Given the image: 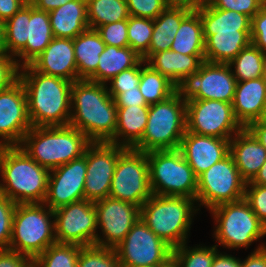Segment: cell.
<instances>
[{"label":"cell","mask_w":266,"mask_h":267,"mask_svg":"<svg viewBox=\"0 0 266 267\" xmlns=\"http://www.w3.org/2000/svg\"><path fill=\"white\" fill-rule=\"evenodd\" d=\"M18 78L26 91L32 127L69 125L73 82L40 73L30 64L19 67Z\"/></svg>","instance_id":"obj_1"},{"label":"cell","mask_w":266,"mask_h":267,"mask_svg":"<svg viewBox=\"0 0 266 267\" xmlns=\"http://www.w3.org/2000/svg\"><path fill=\"white\" fill-rule=\"evenodd\" d=\"M91 142H109L117 127V107L106 84L80 79L72 84L70 123Z\"/></svg>","instance_id":"obj_2"},{"label":"cell","mask_w":266,"mask_h":267,"mask_svg":"<svg viewBox=\"0 0 266 267\" xmlns=\"http://www.w3.org/2000/svg\"><path fill=\"white\" fill-rule=\"evenodd\" d=\"M49 174L20 146L0 147V193L15 204L44 203Z\"/></svg>","instance_id":"obj_3"},{"label":"cell","mask_w":266,"mask_h":267,"mask_svg":"<svg viewBox=\"0 0 266 267\" xmlns=\"http://www.w3.org/2000/svg\"><path fill=\"white\" fill-rule=\"evenodd\" d=\"M91 143L77 128L66 125L32 127L19 146L40 166L52 170L82 157Z\"/></svg>","instance_id":"obj_4"},{"label":"cell","mask_w":266,"mask_h":267,"mask_svg":"<svg viewBox=\"0 0 266 267\" xmlns=\"http://www.w3.org/2000/svg\"><path fill=\"white\" fill-rule=\"evenodd\" d=\"M195 202L188 197L152 195L140 207V218L174 249L188 241L194 214L200 210Z\"/></svg>","instance_id":"obj_5"},{"label":"cell","mask_w":266,"mask_h":267,"mask_svg":"<svg viewBox=\"0 0 266 267\" xmlns=\"http://www.w3.org/2000/svg\"><path fill=\"white\" fill-rule=\"evenodd\" d=\"M186 132V101L176 91L167 99L149 105L142 139L133 147L141 152L179 149Z\"/></svg>","instance_id":"obj_6"},{"label":"cell","mask_w":266,"mask_h":267,"mask_svg":"<svg viewBox=\"0 0 266 267\" xmlns=\"http://www.w3.org/2000/svg\"><path fill=\"white\" fill-rule=\"evenodd\" d=\"M54 243V211L44 203L16 204L9 249L34 260Z\"/></svg>","instance_id":"obj_7"},{"label":"cell","mask_w":266,"mask_h":267,"mask_svg":"<svg viewBox=\"0 0 266 267\" xmlns=\"http://www.w3.org/2000/svg\"><path fill=\"white\" fill-rule=\"evenodd\" d=\"M210 213L216 223L213 235L217 247L220 245L229 250L247 249L252 242H257L266 235V226L244 198L218 205Z\"/></svg>","instance_id":"obj_8"},{"label":"cell","mask_w":266,"mask_h":267,"mask_svg":"<svg viewBox=\"0 0 266 267\" xmlns=\"http://www.w3.org/2000/svg\"><path fill=\"white\" fill-rule=\"evenodd\" d=\"M146 153L153 195L188 197L196 200L197 177L179 149Z\"/></svg>","instance_id":"obj_9"},{"label":"cell","mask_w":266,"mask_h":267,"mask_svg":"<svg viewBox=\"0 0 266 267\" xmlns=\"http://www.w3.org/2000/svg\"><path fill=\"white\" fill-rule=\"evenodd\" d=\"M245 186L246 181L229 153L197 178L196 204L210 211L218 205L239 201L245 196Z\"/></svg>","instance_id":"obj_10"},{"label":"cell","mask_w":266,"mask_h":267,"mask_svg":"<svg viewBox=\"0 0 266 267\" xmlns=\"http://www.w3.org/2000/svg\"><path fill=\"white\" fill-rule=\"evenodd\" d=\"M152 195L147 153L127 148L118 157L109 196L141 207Z\"/></svg>","instance_id":"obj_11"},{"label":"cell","mask_w":266,"mask_h":267,"mask_svg":"<svg viewBox=\"0 0 266 267\" xmlns=\"http://www.w3.org/2000/svg\"><path fill=\"white\" fill-rule=\"evenodd\" d=\"M236 79L229 64L204 61L199 70L186 76L177 92L184 101L217 100L232 103Z\"/></svg>","instance_id":"obj_12"},{"label":"cell","mask_w":266,"mask_h":267,"mask_svg":"<svg viewBox=\"0 0 266 267\" xmlns=\"http://www.w3.org/2000/svg\"><path fill=\"white\" fill-rule=\"evenodd\" d=\"M244 127L236 119L232 103L217 100L186 101V131L231 139Z\"/></svg>","instance_id":"obj_13"},{"label":"cell","mask_w":266,"mask_h":267,"mask_svg":"<svg viewBox=\"0 0 266 267\" xmlns=\"http://www.w3.org/2000/svg\"><path fill=\"white\" fill-rule=\"evenodd\" d=\"M121 267L158 266L171 256L173 248L159 238L141 218L114 248Z\"/></svg>","instance_id":"obj_14"},{"label":"cell","mask_w":266,"mask_h":267,"mask_svg":"<svg viewBox=\"0 0 266 267\" xmlns=\"http://www.w3.org/2000/svg\"><path fill=\"white\" fill-rule=\"evenodd\" d=\"M57 243L96 245L97 217L93 201L81 200L54 210Z\"/></svg>","instance_id":"obj_15"},{"label":"cell","mask_w":266,"mask_h":267,"mask_svg":"<svg viewBox=\"0 0 266 267\" xmlns=\"http://www.w3.org/2000/svg\"><path fill=\"white\" fill-rule=\"evenodd\" d=\"M94 205L97 228L101 229L100 235H96V245L114 249L140 218V207L110 196L95 201Z\"/></svg>","instance_id":"obj_16"},{"label":"cell","mask_w":266,"mask_h":267,"mask_svg":"<svg viewBox=\"0 0 266 267\" xmlns=\"http://www.w3.org/2000/svg\"><path fill=\"white\" fill-rule=\"evenodd\" d=\"M127 148L108 142H92L87 147V170L84 185L86 200L98 201L110 193L118 157Z\"/></svg>","instance_id":"obj_17"},{"label":"cell","mask_w":266,"mask_h":267,"mask_svg":"<svg viewBox=\"0 0 266 267\" xmlns=\"http://www.w3.org/2000/svg\"><path fill=\"white\" fill-rule=\"evenodd\" d=\"M31 128L26 91L18 78L0 90V147L19 146Z\"/></svg>","instance_id":"obj_18"},{"label":"cell","mask_w":266,"mask_h":267,"mask_svg":"<svg viewBox=\"0 0 266 267\" xmlns=\"http://www.w3.org/2000/svg\"><path fill=\"white\" fill-rule=\"evenodd\" d=\"M87 148L82 157L50 170L44 204L53 211L84 200Z\"/></svg>","instance_id":"obj_19"},{"label":"cell","mask_w":266,"mask_h":267,"mask_svg":"<svg viewBox=\"0 0 266 267\" xmlns=\"http://www.w3.org/2000/svg\"><path fill=\"white\" fill-rule=\"evenodd\" d=\"M230 140L186 131L179 150L198 178L230 153Z\"/></svg>","instance_id":"obj_20"},{"label":"cell","mask_w":266,"mask_h":267,"mask_svg":"<svg viewBox=\"0 0 266 267\" xmlns=\"http://www.w3.org/2000/svg\"><path fill=\"white\" fill-rule=\"evenodd\" d=\"M30 65L45 75L57 76L71 82L78 80L73 39L54 37Z\"/></svg>","instance_id":"obj_21"},{"label":"cell","mask_w":266,"mask_h":267,"mask_svg":"<svg viewBox=\"0 0 266 267\" xmlns=\"http://www.w3.org/2000/svg\"><path fill=\"white\" fill-rule=\"evenodd\" d=\"M232 107L236 119L246 128L251 122L261 120L266 108V79L237 82Z\"/></svg>","instance_id":"obj_22"},{"label":"cell","mask_w":266,"mask_h":267,"mask_svg":"<svg viewBox=\"0 0 266 267\" xmlns=\"http://www.w3.org/2000/svg\"><path fill=\"white\" fill-rule=\"evenodd\" d=\"M230 154L240 176L246 182L254 178L266 161V149L247 128H243L231 138Z\"/></svg>","instance_id":"obj_23"},{"label":"cell","mask_w":266,"mask_h":267,"mask_svg":"<svg viewBox=\"0 0 266 267\" xmlns=\"http://www.w3.org/2000/svg\"><path fill=\"white\" fill-rule=\"evenodd\" d=\"M27 37L26 46L14 57L19 67L30 64L54 38L48 12L38 10L31 4L30 19H27Z\"/></svg>","instance_id":"obj_24"},{"label":"cell","mask_w":266,"mask_h":267,"mask_svg":"<svg viewBox=\"0 0 266 267\" xmlns=\"http://www.w3.org/2000/svg\"><path fill=\"white\" fill-rule=\"evenodd\" d=\"M193 9L187 6L169 5L153 20V33L148 51L141 57L146 61L152 54L170 50L182 20Z\"/></svg>","instance_id":"obj_25"},{"label":"cell","mask_w":266,"mask_h":267,"mask_svg":"<svg viewBox=\"0 0 266 267\" xmlns=\"http://www.w3.org/2000/svg\"><path fill=\"white\" fill-rule=\"evenodd\" d=\"M204 61L205 55H186L170 49L152 54L145 62L177 86L186 76L197 72Z\"/></svg>","instance_id":"obj_26"},{"label":"cell","mask_w":266,"mask_h":267,"mask_svg":"<svg viewBox=\"0 0 266 267\" xmlns=\"http://www.w3.org/2000/svg\"><path fill=\"white\" fill-rule=\"evenodd\" d=\"M48 14L54 37L74 39L89 29L86 0L70 1Z\"/></svg>","instance_id":"obj_27"},{"label":"cell","mask_w":266,"mask_h":267,"mask_svg":"<svg viewBox=\"0 0 266 267\" xmlns=\"http://www.w3.org/2000/svg\"><path fill=\"white\" fill-rule=\"evenodd\" d=\"M202 21L203 36L236 31H251V18L232 10L214 8L209 2L196 9Z\"/></svg>","instance_id":"obj_28"},{"label":"cell","mask_w":266,"mask_h":267,"mask_svg":"<svg viewBox=\"0 0 266 267\" xmlns=\"http://www.w3.org/2000/svg\"><path fill=\"white\" fill-rule=\"evenodd\" d=\"M149 106L117 108V127L114 137L108 142L133 148L143 136L148 122Z\"/></svg>","instance_id":"obj_29"},{"label":"cell","mask_w":266,"mask_h":267,"mask_svg":"<svg viewBox=\"0 0 266 267\" xmlns=\"http://www.w3.org/2000/svg\"><path fill=\"white\" fill-rule=\"evenodd\" d=\"M141 59L129 46L119 48L106 45L99 57L97 70L87 80L107 85L108 81L123 70L134 67Z\"/></svg>","instance_id":"obj_30"},{"label":"cell","mask_w":266,"mask_h":267,"mask_svg":"<svg viewBox=\"0 0 266 267\" xmlns=\"http://www.w3.org/2000/svg\"><path fill=\"white\" fill-rule=\"evenodd\" d=\"M251 31H236L210 35L205 40V61L229 64L251 43Z\"/></svg>","instance_id":"obj_31"},{"label":"cell","mask_w":266,"mask_h":267,"mask_svg":"<svg viewBox=\"0 0 266 267\" xmlns=\"http://www.w3.org/2000/svg\"><path fill=\"white\" fill-rule=\"evenodd\" d=\"M78 80L88 79L98 67L99 57L106 44L94 29H87L73 39Z\"/></svg>","instance_id":"obj_32"},{"label":"cell","mask_w":266,"mask_h":267,"mask_svg":"<svg viewBox=\"0 0 266 267\" xmlns=\"http://www.w3.org/2000/svg\"><path fill=\"white\" fill-rule=\"evenodd\" d=\"M171 50L186 55H205L202 21L196 9H193L182 20Z\"/></svg>","instance_id":"obj_33"},{"label":"cell","mask_w":266,"mask_h":267,"mask_svg":"<svg viewBox=\"0 0 266 267\" xmlns=\"http://www.w3.org/2000/svg\"><path fill=\"white\" fill-rule=\"evenodd\" d=\"M138 87L148 105L159 103L177 91V86L173 82L152 69L143 59Z\"/></svg>","instance_id":"obj_34"},{"label":"cell","mask_w":266,"mask_h":267,"mask_svg":"<svg viewBox=\"0 0 266 267\" xmlns=\"http://www.w3.org/2000/svg\"><path fill=\"white\" fill-rule=\"evenodd\" d=\"M89 29L96 30L102 25L128 20L126 0H86Z\"/></svg>","instance_id":"obj_35"},{"label":"cell","mask_w":266,"mask_h":267,"mask_svg":"<svg viewBox=\"0 0 266 267\" xmlns=\"http://www.w3.org/2000/svg\"><path fill=\"white\" fill-rule=\"evenodd\" d=\"M264 54L252 43L243 48L229 63L236 81L242 82L263 77L262 60Z\"/></svg>","instance_id":"obj_36"},{"label":"cell","mask_w":266,"mask_h":267,"mask_svg":"<svg viewBox=\"0 0 266 267\" xmlns=\"http://www.w3.org/2000/svg\"><path fill=\"white\" fill-rule=\"evenodd\" d=\"M27 19H30V3L27 2L13 17L4 22L6 54L15 57L27 43Z\"/></svg>","instance_id":"obj_37"},{"label":"cell","mask_w":266,"mask_h":267,"mask_svg":"<svg viewBox=\"0 0 266 267\" xmlns=\"http://www.w3.org/2000/svg\"><path fill=\"white\" fill-rule=\"evenodd\" d=\"M81 247L77 244L56 242L39 254L34 262L39 267H77Z\"/></svg>","instance_id":"obj_38"},{"label":"cell","mask_w":266,"mask_h":267,"mask_svg":"<svg viewBox=\"0 0 266 267\" xmlns=\"http://www.w3.org/2000/svg\"><path fill=\"white\" fill-rule=\"evenodd\" d=\"M187 243L173 249L172 256L180 267H211L214 256L219 251L216 245L189 247Z\"/></svg>","instance_id":"obj_39"},{"label":"cell","mask_w":266,"mask_h":267,"mask_svg":"<svg viewBox=\"0 0 266 267\" xmlns=\"http://www.w3.org/2000/svg\"><path fill=\"white\" fill-rule=\"evenodd\" d=\"M152 33V19L129 16L127 20L129 47L139 56L142 57L148 51Z\"/></svg>","instance_id":"obj_40"},{"label":"cell","mask_w":266,"mask_h":267,"mask_svg":"<svg viewBox=\"0 0 266 267\" xmlns=\"http://www.w3.org/2000/svg\"><path fill=\"white\" fill-rule=\"evenodd\" d=\"M77 267H121L113 248L97 245L81 247Z\"/></svg>","instance_id":"obj_41"},{"label":"cell","mask_w":266,"mask_h":267,"mask_svg":"<svg viewBox=\"0 0 266 267\" xmlns=\"http://www.w3.org/2000/svg\"><path fill=\"white\" fill-rule=\"evenodd\" d=\"M141 78V60L132 68L123 70L116 75L110 82L108 92L114 99L117 95L125 92V90L139 89L138 85Z\"/></svg>","instance_id":"obj_42"},{"label":"cell","mask_w":266,"mask_h":267,"mask_svg":"<svg viewBox=\"0 0 266 267\" xmlns=\"http://www.w3.org/2000/svg\"><path fill=\"white\" fill-rule=\"evenodd\" d=\"M16 204L0 193V250L9 249Z\"/></svg>","instance_id":"obj_43"},{"label":"cell","mask_w":266,"mask_h":267,"mask_svg":"<svg viewBox=\"0 0 266 267\" xmlns=\"http://www.w3.org/2000/svg\"><path fill=\"white\" fill-rule=\"evenodd\" d=\"M130 16L154 20L170 4L168 0H126Z\"/></svg>","instance_id":"obj_44"},{"label":"cell","mask_w":266,"mask_h":267,"mask_svg":"<svg viewBox=\"0 0 266 267\" xmlns=\"http://www.w3.org/2000/svg\"><path fill=\"white\" fill-rule=\"evenodd\" d=\"M106 45L115 47L129 46L127 20L102 25L96 29Z\"/></svg>","instance_id":"obj_45"},{"label":"cell","mask_w":266,"mask_h":267,"mask_svg":"<svg viewBox=\"0 0 266 267\" xmlns=\"http://www.w3.org/2000/svg\"><path fill=\"white\" fill-rule=\"evenodd\" d=\"M244 199L258 219L266 226V186L246 182Z\"/></svg>","instance_id":"obj_46"},{"label":"cell","mask_w":266,"mask_h":267,"mask_svg":"<svg viewBox=\"0 0 266 267\" xmlns=\"http://www.w3.org/2000/svg\"><path fill=\"white\" fill-rule=\"evenodd\" d=\"M217 9L232 10L252 18L266 3L265 0H209Z\"/></svg>","instance_id":"obj_47"},{"label":"cell","mask_w":266,"mask_h":267,"mask_svg":"<svg viewBox=\"0 0 266 267\" xmlns=\"http://www.w3.org/2000/svg\"><path fill=\"white\" fill-rule=\"evenodd\" d=\"M251 43L266 53V3L251 18Z\"/></svg>","instance_id":"obj_48"},{"label":"cell","mask_w":266,"mask_h":267,"mask_svg":"<svg viewBox=\"0 0 266 267\" xmlns=\"http://www.w3.org/2000/svg\"><path fill=\"white\" fill-rule=\"evenodd\" d=\"M19 66L15 58L7 54L0 55V90L9 87L18 79Z\"/></svg>","instance_id":"obj_49"},{"label":"cell","mask_w":266,"mask_h":267,"mask_svg":"<svg viewBox=\"0 0 266 267\" xmlns=\"http://www.w3.org/2000/svg\"><path fill=\"white\" fill-rule=\"evenodd\" d=\"M117 108H125L131 106H149L139 89L125 90V92L114 98Z\"/></svg>","instance_id":"obj_50"},{"label":"cell","mask_w":266,"mask_h":267,"mask_svg":"<svg viewBox=\"0 0 266 267\" xmlns=\"http://www.w3.org/2000/svg\"><path fill=\"white\" fill-rule=\"evenodd\" d=\"M32 259L11 249L0 250V267H26Z\"/></svg>","instance_id":"obj_51"},{"label":"cell","mask_w":266,"mask_h":267,"mask_svg":"<svg viewBox=\"0 0 266 267\" xmlns=\"http://www.w3.org/2000/svg\"><path fill=\"white\" fill-rule=\"evenodd\" d=\"M240 267H266V244H259L246 259H240Z\"/></svg>","instance_id":"obj_52"},{"label":"cell","mask_w":266,"mask_h":267,"mask_svg":"<svg viewBox=\"0 0 266 267\" xmlns=\"http://www.w3.org/2000/svg\"><path fill=\"white\" fill-rule=\"evenodd\" d=\"M27 2V0H0V20L5 22L13 17Z\"/></svg>","instance_id":"obj_53"},{"label":"cell","mask_w":266,"mask_h":267,"mask_svg":"<svg viewBox=\"0 0 266 267\" xmlns=\"http://www.w3.org/2000/svg\"><path fill=\"white\" fill-rule=\"evenodd\" d=\"M211 267H240V258L218 251L214 256Z\"/></svg>","instance_id":"obj_54"},{"label":"cell","mask_w":266,"mask_h":267,"mask_svg":"<svg viewBox=\"0 0 266 267\" xmlns=\"http://www.w3.org/2000/svg\"><path fill=\"white\" fill-rule=\"evenodd\" d=\"M73 0H29L28 2L36 9L50 12Z\"/></svg>","instance_id":"obj_55"},{"label":"cell","mask_w":266,"mask_h":267,"mask_svg":"<svg viewBox=\"0 0 266 267\" xmlns=\"http://www.w3.org/2000/svg\"><path fill=\"white\" fill-rule=\"evenodd\" d=\"M254 137L259 141V143L266 149V123L262 120H256L251 122L246 127Z\"/></svg>","instance_id":"obj_56"},{"label":"cell","mask_w":266,"mask_h":267,"mask_svg":"<svg viewBox=\"0 0 266 267\" xmlns=\"http://www.w3.org/2000/svg\"><path fill=\"white\" fill-rule=\"evenodd\" d=\"M170 5L187 6L197 9L205 5L209 0H168Z\"/></svg>","instance_id":"obj_57"},{"label":"cell","mask_w":266,"mask_h":267,"mask_svg":"<svg viewBox=\"0 0 266 267\" xmlns=\"http://www.w3.org/2000/svg\"><path fill=\"white\" fill-rule=\"evenodd\" d=\"M250 182L254 185L266 186V161Z\"/></svg>","instance_id":"obj_58"},{"label":"cell","mask_w":266,"mask_h":267,"mask_svg":"<svg viewBox=\"0 0 266 267\" xmlns=\"http://www.w3.org/2000/svg\"><path fill=\"white\" fill-rule=\"evenodd\" d=\"M6 54L5 24L0 20V55Z\"/></svg>","instance_id":"obj_59"},{"label":"cell","mask_w":266,"mask_h":267,"mask_svg":"<svg viewBox=\"0 0 266 267\" xmlns=\"http://www.w3.org/2000/svg\"><path fill=\"white\" fill-rule=\"evenodd\" d=\"M157 267H180L177 260L171 256L165 263L158 265Z\"/></svg>","instance_id":"obj_60"},{"label":"cell","mask_w":266,"mask_h":267,"mask_svg":"<svg viewBox=\"0 0 266 267\" xmlns=\"http://www.w3.org/2000/svg\"><path fill=\"white\" fill-rule=\"evenodd\" d=\"M262 73H263V77L266 79V53L263 56V60H262Z\"/></svg>","instance_id":"obj_61"},{"label":"cell","mask_w":266,"mask_h":267,"mask_svg":"<svg viewBox=\"0 0 266 267\" xmlns=\"http://www.w3.org/2000/svg\"><path fill=\"white\" fill-rule=\"evenodd\" d=\"M26 267H39L34 260H32Z\"/></svg>","instance_id":"obj_62"},{"label":"cell","mask_w":266,"mask_h":267,"mask_svg":"<svg viewBox=\"0 0 266 267\" xmlns=\"http://www.w3.org/2000/svg\"><path fill=\"white\" fill-rule=\"evenodd\" d=\"M264 123H266V108H265V112H264V115H263V117H262V119H261Z\"/></svg>","instance_id":"obj_63"},{"label":"cell","mask_w":266,"mask_h":267,"mask_svg":"<svg viewBox=\"0 0 266 267\" xmlns=\"http://www.w3.org/2000/svg\"><path fill=\"white\" fill-rule=\"evenodd\" d=\"M134 267H157V266H134Z\"/></svg>","instance_id":"obj_64"}]
</instances>
